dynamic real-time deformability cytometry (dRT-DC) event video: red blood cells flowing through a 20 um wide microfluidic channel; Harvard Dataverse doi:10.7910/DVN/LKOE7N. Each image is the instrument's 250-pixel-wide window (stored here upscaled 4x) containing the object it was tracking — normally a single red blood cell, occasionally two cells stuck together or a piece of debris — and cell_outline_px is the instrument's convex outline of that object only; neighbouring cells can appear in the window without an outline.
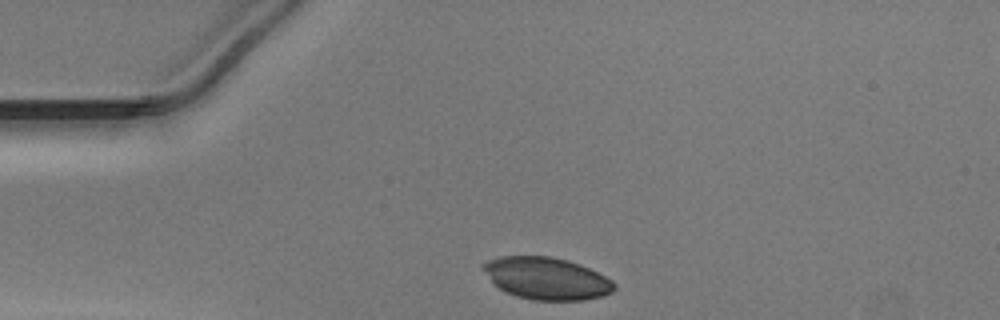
{"species": "Egyptian fruit bat (a non-hibernating species)", "species_latin": "Rousettus aegyptiacus", "temperature_condition": "warm", "stored_images_in_passage": 30, "camera_frame_rate_fps": 3000, "um_per_image_px": 0.085, "animal": {"sex": "male"}, "frame": {"image": 1, "passage_image": 1, "time_ms": 0.0, "image_size_px": [1000, 320], "cell_outline_px": [[616, 288], [612, 292], [604, 296], [584, 300], [532, 300], [516, 296], [500, 288], [492, 280], [484, 268], [484, 264], [488, 260], [500, 256], [552, 256], [568, 260], [580, 264], [612, 280], [616, 284]], "centroid_in_image_um": [46.52, 23.66], "position_along_channel_um": 38.5, "area_um2": 31.91}}
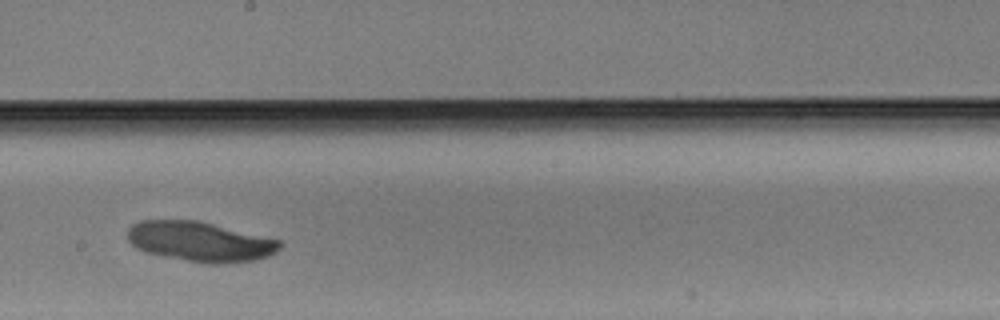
{"frame": {"image": 2, "passage_image": 18, "time_ms": 5.667, "image_size_px": [1000, 320], "cell_outline_px": [[280, 248], [276, 252], [268, 256], [256, 260], [220, 264], [208, 264], [164, 256], [144, 252], [136, 248], [128, 240], [128, 228], [132, 224], [140, 220], [200, 220], [280, 240]], "centroid_in_image_um": [17.0, 20.53], "position_along_channel_um": 231.2, "area_um2": 35.55}}
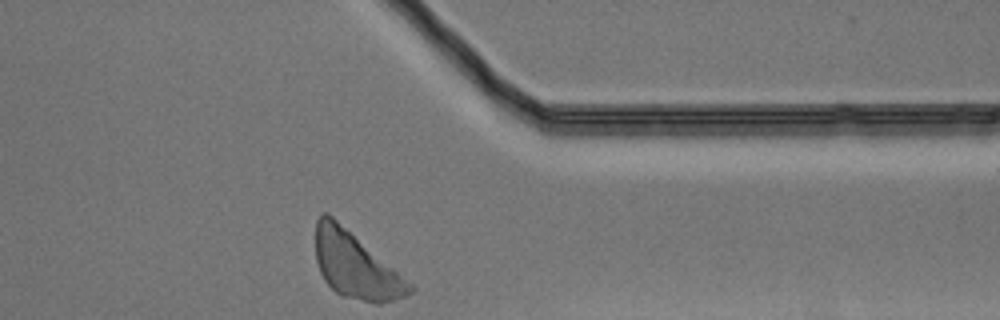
{"frame": {"image": 3, "passage_image": 30, "time_ms": 9.667, "image_size_px": [1000, 320], "cell_outline_px": [[416, 288], [408, 296], [380, 304], [376, 304], [340, 296], [324, 280], [320, 272], [316, 260], [316, 220], [320, 212], [328, 212], [412, 284]], "centroid_in_image_um": [30.21, 22.57], "position_along_channel_um": 381.2, "area_um2": 36.07}}